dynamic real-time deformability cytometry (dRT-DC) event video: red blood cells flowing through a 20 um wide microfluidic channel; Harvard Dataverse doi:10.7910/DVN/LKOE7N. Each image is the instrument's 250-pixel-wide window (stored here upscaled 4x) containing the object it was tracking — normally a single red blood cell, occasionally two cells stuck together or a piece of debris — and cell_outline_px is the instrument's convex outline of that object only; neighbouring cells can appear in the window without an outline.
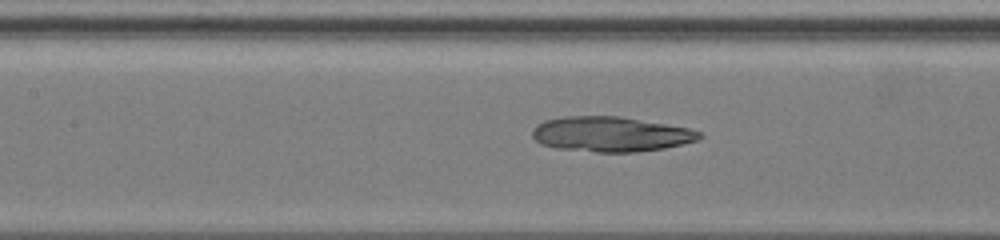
{"species": "common noctule bat (a hibernating species)", "species_latin": "Nyctalus noctula", "temperature_condition": "warm", "stored_images_in_passage": 61, "camera_frame_rate_fps": 3000, "um_per_image_px": 0.085, "animal": {"sex": "female", "body_mass_g": 19.5, "forearm_length_mm": 54.1}, "frame": {"image": 1, "passage_image": 24, "time_ms": 7.333, "image_size_px": [1000, 240], "cell_outline_px": [[704, 136], [700, 140], [684, 144], [664, 148], [636, 152], [596, 152], [556, 148], [540, 144], [532, 136], [532, 128], [536, 124], [544, 120], [564, 116], [620, 116], [688, 128], [700, 132]], "centroid_in_image_um": [51.9, 11.4], "position_along_channel_um": 155.5, "area_um2": 34.33}}
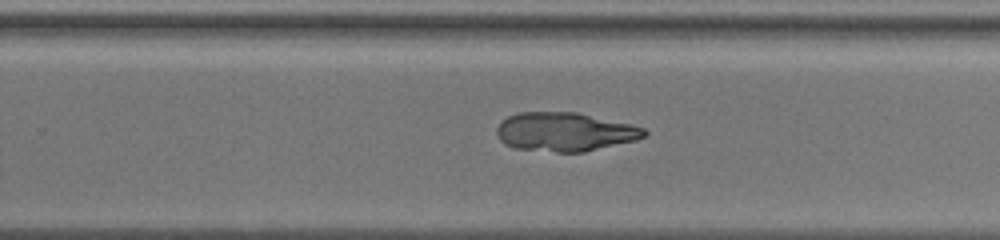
{"frame": {"image": 2, "passage_image": 37, "time_ms": 11.667, "image_size_px": [1000, 240], "cell_outline_px": [[648, 136], [636, 140], [584, 152], [556, 152], [516, 148], [504, 144], [500, 140], [496, 132], [496, 128], [508, 116], [520, 112], [576, 112], [632, 124], [644, 128], [648, 132]], "centroid_in_image_um": [48.05, 11.21], "position_along_channel_um": 281.8, "area_um2": 33.41}}
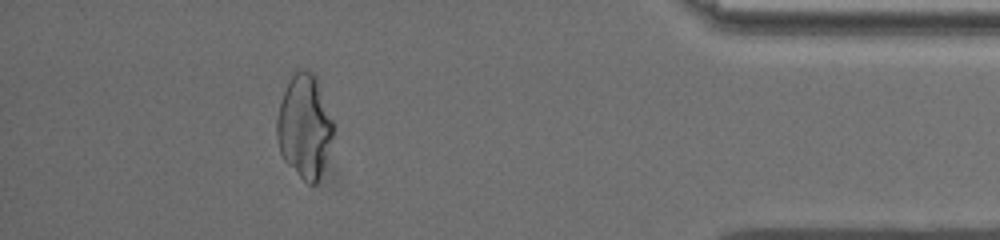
{"frame": {"image": 3, "passage_image": 54, "time_ms": 17.333, "image_size_px": [1000, 240], "cell_outline_px": [[332, 140], [320, 176], [316, 184], [308, 184], [284, 160], [280, 152], [276, 136], [276, 120], [280, 104], [284, 92], [292, 76], [296, 72], [312, 72], [316, 76], [332, 120]], "centroid_in_image_um": [25.87, 10.78], "position_along_channel_um": 409.3, "area_um2": 33.18}}